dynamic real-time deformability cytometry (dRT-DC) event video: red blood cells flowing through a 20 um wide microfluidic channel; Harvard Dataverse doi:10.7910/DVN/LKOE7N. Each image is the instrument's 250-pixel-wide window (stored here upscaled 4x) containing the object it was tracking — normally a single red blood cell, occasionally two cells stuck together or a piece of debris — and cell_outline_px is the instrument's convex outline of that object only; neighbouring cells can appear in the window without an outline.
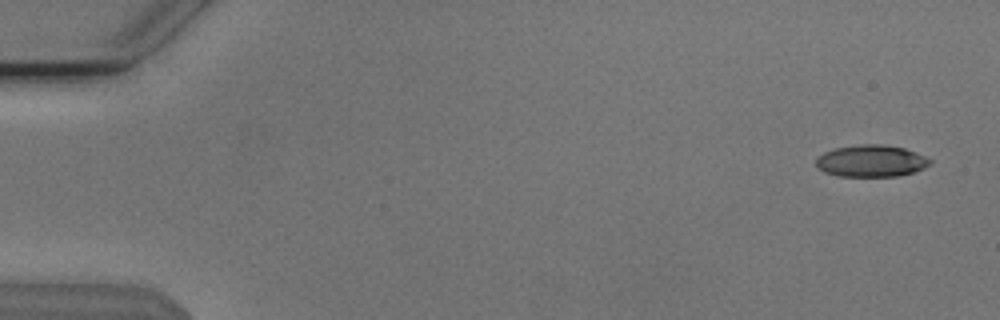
{"species": "Egyptian fruit bat (a non-hibernating species)", "species_latin": "Rousettus aegyptiacus", "temperature_condition": "cold", "stored_images_in_passage": 54, "camera_frame_rate_fps": 3000, "um_per_image_px": 0.085, "animal": {"sex": "male"}, "frame": {"image": 1, "passage_image": 3, "time_ms": 0.667, "image_size_px": [1000, 320], "cell_outline_px": [[932, 164], [924, 168], [912, 172], [896, 176], [836, 176], [824, 172], [816, 168], [816, 160], [824, 152], [836, 148], [860, 144], [880, 144], [904, 148], [916, 152], [932, 160]], "centroid_in_image_um": [74.04, 13.68], "position_along_channel_um": 11.0, "area_um2": 21.15}}
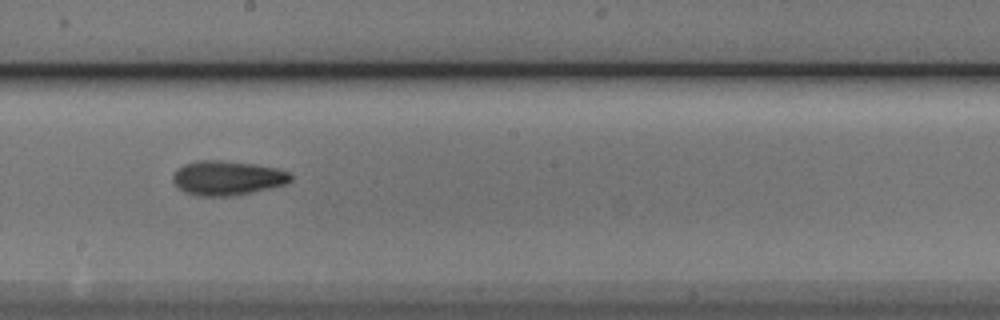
{"frame": {"image": 2, "passage_image": 31, "time_ms": 10.0, "image_size_px": [1000, 320], "cell_outline_px": [[292, 180], [288, 184], [228, 196], [200, 196], [184, 192], [172, 180], [172, 176], [184, 164], [196, 160], [224, 160], [256, 164], [280, 168], [288, 172], [292, 176]], "centroid_in_image_um": [19.35, 15.11], "position_along_channel_um": 228.9, "area_um2": 23.58}}
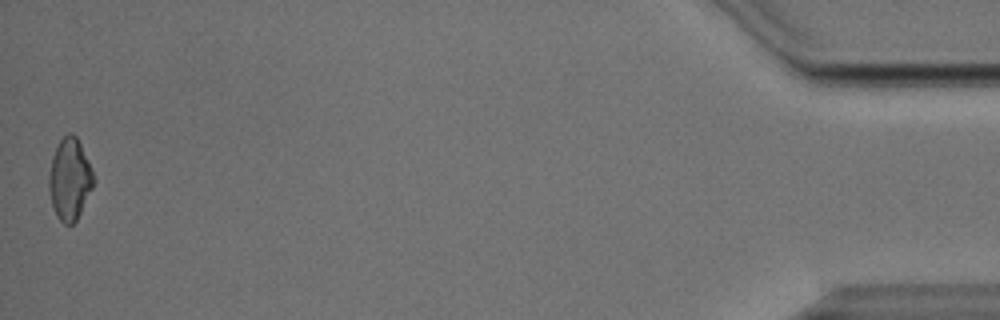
{"frame": {"image": 3, "passage_image": 54, "time_ms": 17.667, "image_size_px": [1000, 320], "cell_outline_px": [[96, 180], [76, 220], [72, 224], [64, 224], [56, 216], [52, 204], [48, 188], [48, 176], [52, 156], [60, 140], [68, 132], [72, 132], [76, 136], [92, 168]], "centroid_in_image_um": [5.92, 15.22], "position_along_channel_um": 429.3, "area_um2": 21.21}, "authors_computed_cell_mechanics": {"area_um2": 21.9062, "velocity_mm_per_s": 3.8189, "shape_relaxation_time_tau1_ms": 6.0222, "shape_relaxation_time_tau2_ms": 4.2706, "deformation_change_tau1": 0.1568, "deformation_change_tau2": 0.1276}}